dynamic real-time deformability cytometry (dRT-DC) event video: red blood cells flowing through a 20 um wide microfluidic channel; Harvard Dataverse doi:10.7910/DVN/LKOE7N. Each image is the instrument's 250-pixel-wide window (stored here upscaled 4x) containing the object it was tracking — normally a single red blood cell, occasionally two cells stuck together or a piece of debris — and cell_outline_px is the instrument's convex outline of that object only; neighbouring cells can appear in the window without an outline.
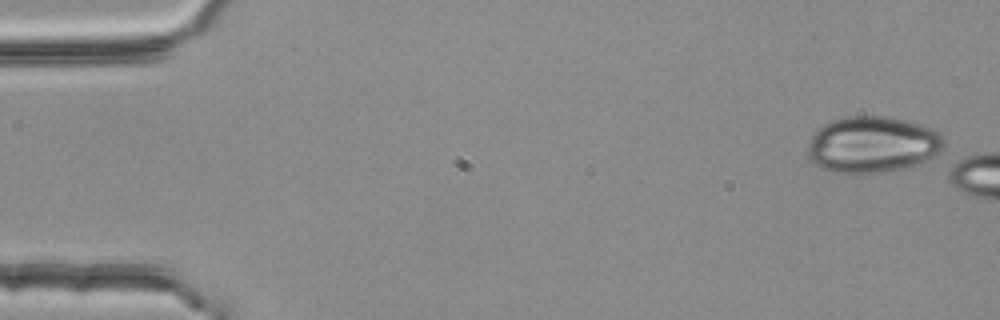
{"species": "common noctule bat (a hibernating species)", "species_latin": "Nyctalus noctula", "temperature_condition": "room temperature", "stored_images_in_passage": 3, "camera_frame_rate_fps": 3000, "um_per_image_px": 0.085, "animal": {"sex": "female", "body_mass_g": 25.1}, "frame": {"image": 1, "passage_image": 1, "time_ms": 0.0, "image_size_px": [1000, 320], "cell_outline_px": [[944, 144], [932, 156], [920, 164], [904, 168], [880, 172], [832, 172], [820, 168], [808, 156], [808, 144], [812, 136], [824, 124], [832, 120], [848, 116], [892, 116], [920, 124], [932, 128], [940, 132], [944, 136]], "centroid_in_image_um": [74.17, 12.26], "position_along_channel_um": 10.8, "area_um2": 44.51}}